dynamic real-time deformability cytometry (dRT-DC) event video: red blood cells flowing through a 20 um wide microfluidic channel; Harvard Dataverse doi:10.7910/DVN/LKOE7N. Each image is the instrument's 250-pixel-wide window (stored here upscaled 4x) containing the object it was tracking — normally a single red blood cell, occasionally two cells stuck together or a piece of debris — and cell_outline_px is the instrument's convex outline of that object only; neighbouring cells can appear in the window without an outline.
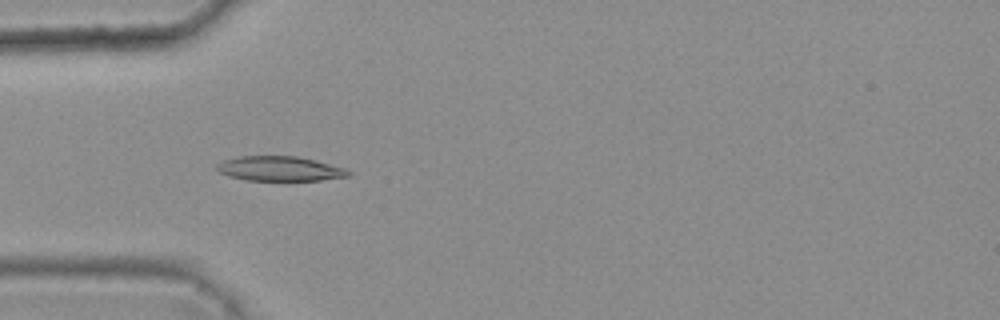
{"species": "common noctule bat (a hibernating species)", "species_latin": "Nyctalus noctula", "temperature_condition": "warm", "stored_images_in_passage": 2, "camera_frame_rate_fps": 3000, "um_per_image_px": 0.085, "animal": {"sex": "female", "body_mass_g": 25.1}, "frame": {"image": 1, "passage_image": 1, "time_ms": 0.0, "image_size_px": [1000, 320], "cell_outline_px": [[352, 172], [348, 176], [320, 180], [244, 180], [228, 176], [220, 172], [216, 168], [216, 164], [224, 160], [240, 156], [296, 156], [316, 160], [344, 168]], "centroid_in_image_um": [23.76, 14.33], "position_along_channel_um": 61.2, "area_um2": 18.84}}
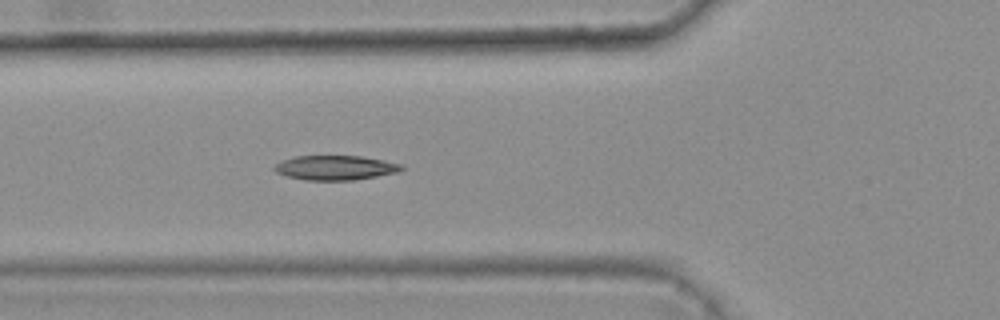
{"frame": {"image": 2, "passage_image": 2, "time_ms": 0.333, "image_size_px": [1000, 320], "cell_outline_px": [[404, 168], [400, 172], [352, 180], [304, 180], [288, 176], [276, 172], [272, 168], [276, 164], [284, 160], [296, 156], [360, 156], [404, 164]], "centroid_in_image_um": [28.53, 14.26], "position_along_channel_um": 97.3, "area_um2": 18.09}}